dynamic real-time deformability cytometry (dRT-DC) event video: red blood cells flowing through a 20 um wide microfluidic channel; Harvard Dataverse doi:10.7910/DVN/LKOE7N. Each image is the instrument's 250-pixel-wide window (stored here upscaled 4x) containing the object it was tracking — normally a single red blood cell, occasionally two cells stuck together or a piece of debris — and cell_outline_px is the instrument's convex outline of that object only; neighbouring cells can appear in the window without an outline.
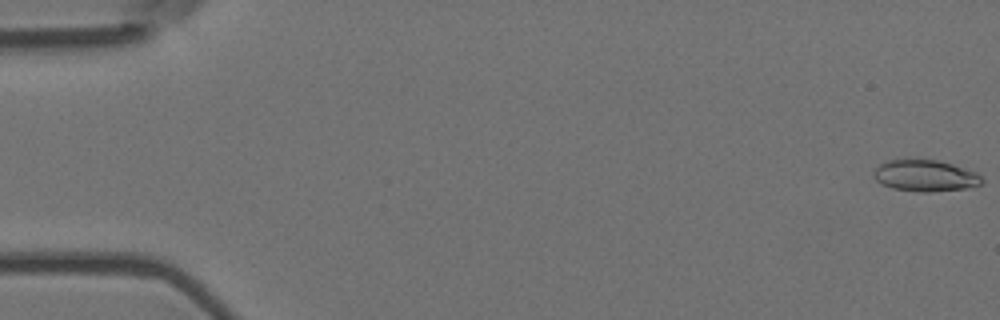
{"species": "Egyptian fruit bat (a non-hibernating species)", "species_latin": "Rousettus aegyptiacus", "temperature_condition": "room temperature", "stored_images_in_passage": 6, "camera_frame_rate_fps": 3000, "um_per_image_px": 0.085, "animal": {"sex": "female"}, "frame": {"image": 1, "passage_image": 1, "time_ms": 0.0, "image_size_px": [1000, 320], "cell_outline_px": [[984, 180], [980, 184], [964, 188], [928, 192], [920, 192], [892, 188], [880, 184], [872, 176], [872, 172], [880, 164], [888, 160], [936, 160], [952, 164], [976, 172]], "centroid_in_image_um": [78.6, 14.94], "position_along_channel_um": 6.4, "area_um2": 19.65}}
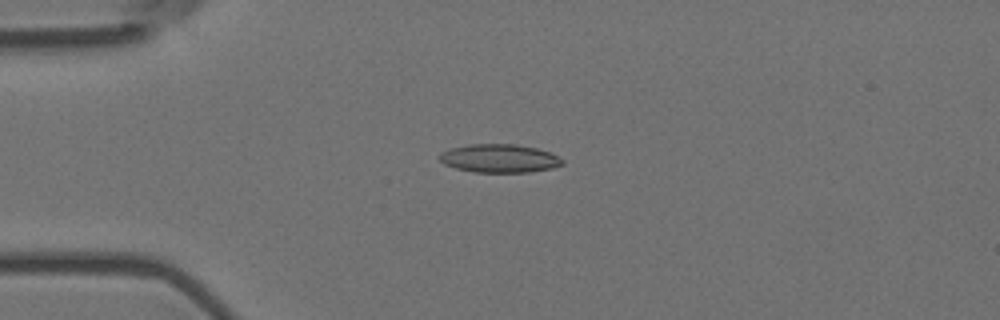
{"frame": {"image": 2, "passage_image": 4, "time_ms": 1.0, "image_size_px": [1000, 320], "cell_outline_px": [[564, 164], [552, 168], [528, 172], [476, 172], [456, 168], [444, 164], [440, 160], [440, 152], [448, 148], [468, 144], [516, 144], [536, 148], [548, 152], [564, 160]], "centroid_in_image_um": [42.42, 13.45], "position_along_channel_um": 42.6, "area_um2": 20.29}}